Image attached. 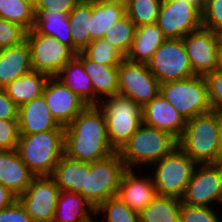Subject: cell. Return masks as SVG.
<instances>
[{"mask_svg":"<svg viewBox=\"0 0 222 222\" xmlns=\"http://www.w3.org/2000/svg\"><path fill=\"white\" fill-rule=\"evenodd\" d=\"M135 31L136 25L125 15L106 30L103 38L125 58L131 49Z\"/></svg>","mask_w":222,"mask_h":222,"instance_id":"33","label":"cell"},{"mask_svg":"<svg viewBox=\"0 0 222 222\" xmlns=\"http://www.w3.org/2000/svg\"><path fill=\"white\" fill-rule=\"evenodd\" d=\"M17 200V196L0 184V210L11 206Z\"/></svg>","mask_w":222,"mask_h":222,"instance_id":"45","label":"cell"},{"mask_svg":"<svg viewBox=\"0 0 222 222\" xmlns=\"http://www.w3.org/2000/svg\"><path fill=\"white\" fill-rule=\"evenodd\" d=\"M114 152L108 139L105 115L98 105H87L64 128V154L69 158L91 163Z\"/></svg>","mask_w":222,"mask_h":222,"instance_id":"1","label":"cell"},{"mask_svg":"<svg viewBox=\"0 0 222 222\" xmlns=\"http://www.w3.org/2000/svg\"><path fill=\"white\" fill-rule=\"evenodd\" d=\"M81 0H38L35 11H59L69 13Z\"/></svg>","mask_w":222,"mask_h":222,"instance_id":"42","label":"cell"},{"mask_svg":"<svg viewBox=\"0 0 222 222\" xmlns=\"http://www.w3.org/2000/svg\"><path fill=\"white\" fill-rule=\"evenodd\" d=\"M36 176L15 150H0V184L17 197L23 194Z\"/></svg>","mask_w":222,"mask_h":222,"instance_id":"20","label":"cell"},{"mask_svg":"<svg viewBox=\"0 0 222 222\" xmlns=\"http://www.w3.org/2000/svg\"><path fill=\"white\" fill-rule=\"evenodd\" d=\"M160 94L187 120L212 111L204 76L160 84Z\"/></svg>","mask_w":222,"mask_h":222,"instance_id":"7","label":"cell"},{"mask_svg":"<svg viewBox=\"0 0 222 222\" xmlns=\"http://www.w3.org/2000/svg\"><path fill=\"white\" fill-rule=\"evenodd\" d=\"M60 191L50 176L35 177L17 200L33 222H53Z\"/></svg>","mask_w":222,"mask_h":222,"instance_id":"13","label":"cell"},{"mask_svg":"<svg viewBox=\"0 0 222 222\" xmlns=\"http://www.w3.org/2000/svg\"><path fill=\"white\" fill-rule=\"evenodd\" d=\"M187 3H200L198 0H181Z\"/></svg>","mask_w":222,"mask_h":222,"instance_id":"51","label":"cell"},{"mask_svg":"<svg viewBox=\"0 0 222 222\" xmlns=\"http://www.w3.org/2000/svg\"><path fill=\"white\" fill-rule=\"evenodd\" d=\"M106 1L120 2L123 4H126L128 2V0H106Z\"/></svg>","mask_w":222,"mask_h":222,"instance_id":"50","label":"cell"},{"mask_svg":"<svg viewBox=\"0 0 222 222\" xmlns=\"http://www.w3.org/2000/svg\"><path fill=\"white\" fill-rule=\"evenodd\" d=\"M19 107L7 95L4 88H0V119L18 120Z\"/></svg>","mask_w":222,"mask_h":222,"instance_id":"44","label":"cell"},{"mask_svg":"<svg viewBox=\"0 0 222 222\" xmlns=\"http://www.w3.org/2000/svg\"><path fill=\"white\" fill-rule=\"evenodd\" d=\"M179 222H222L212 207L191 206L181 203Z\"/></svg>","mask_w":222,"mask_h":222,"instance_id":"37","label":"cell"},{"mask_svg":"<svg viewBox=\"0 0 222 222\" xmlns=\"http://www.w3.org/2000/svg\"><path fill=\"white\" fill-rule=\"evenodd\" d=\"M82 52L102 65H119L124 57L104 38L91 41Z\"/></svg>","mask_w":222,"mask_h":222,"instance_id":"36","label":"cell"},{"mask_svg":"<svg viewBox=\"0 0 222 222\" xmlns=\"http://www.w3.org/2000/svg\"><path fill=\"white\" fill-rule=\"evenodd\" d=\"M98 106L106 118L110 145L119 151L143 123L142 107L120 94L102 98Z\"/></svg>","mask_w":222,"mask_h":222,"instance_id":"5","label":"cell"},{"mask_svg":"<svg viewBox=\"0 0 222 222\" xmlns=\"http://www.w3.org/2000/svg\"><path fill=\"white\" fill-rule=\"evenodd\" d=\"M181 199L157 195L140 215V222H179Z\"/></svg>","mask_w":222,"mask_h":222,"instance_id":"31","label":"cell"},{"mask_svg":"<svg viewBox=\"0 0 222 222\" xmlns=\"http://www.w3.org/2000/svg\"><path fill=\"white\" fill-rule=\"evenodd\" d=\"M212 111L222 115V72L215 70L205 76Z\"/></svg>","mask_w":222,"mask_h":222,"instance_id":"40","label":"cell"},{"mask_svg":"<svg viewBox=\"0 0 222 222\" xmlns=\"http://www.w3.org/2000/svg\"><path fill=\"white\" fill-rule=\"evenodd\" d=\"M26 33L20 25L0 18V49L21 44L26 40Z\"/></svg>","mask_w":222,"mask_h":222,"instance_id":"38","label":"cell"},{"mask_svg":"<svg viewBox=\"0 0 222 222\" xmlns=\"http://www.w3.org/2000/svg\"><path fill=\"white\" fill-rule=\"evenodd\" d=\"M177 146V139L168 132L142 123L118 153L126 169H135L138 165L151 167Z\"/></svg>","mask_w":222,"mask_h":222,"instance_id":"3","label":"cell"},{"mask_svg":"<svg viewBox=\"0 0 222 222\" xmlns=\"http://www.w3.org/2000/svg\"><path fill=\"white\" fill-rule=\"evenodd\" d=\"M177 143L196 164L214 163L218 154V113L210 111L187 120Z\"/></svg>","mask_w":222,"mask_h":222,"instance_id":"4","label":"cell"},{"mask_svg":"<svg viewBox=\"0 0 222 222\" xmlns=\"http://www.w3.org/2000/svg\"><path fill=\"white\" fill-rule=\"evenodd\" d=\"M76 58L83 64L91 79L94 92L100 99L118 94L119 65H102L94 62L82 51L76 54Z\"/></svg>","mask_w":222,"mask_h":222,"instance_id":"23","label":"cell"},{"mask_svg":"<svg viewBox=\"0 0 222 222\" xmlns=\"http://www.w3.org/2000/svg\"><path fill=\"white\" fill-rule=\"evenodd\" d=\"M125 170L118 151L104 159L86 162V188L80 194L96 209L110 197L117 196Z\"/></svg>","mask_w":222,"mask_h":222,"instance_id":"6","label":"cell"},{"mask_svg":"<svg viewBox=\"0 0 222 222\" xmlns=\"http://www.w3.org/2000/svg\"><path fill=\"white\" fill-rule=\"evenodd\" d=\"M55 77L87 105H98L100 103L101 99L95 94L89 75L76 57L67 62Z\"/></svg>","mask_w":222,"mask_h":222,"instance_id":"22","label":"cell"},{"mask_svg":"<svg viewBox=\"0 0 222 222\" xmlns=\"http://www.w3.org/2000/svg\"><path fill=\"white\" fill-rule=\"evenodd\" d=\"M160 93V83L147 63L124 58L118 66V94L129 97L142 108Z\"/></svg>","mask_w":222,"mask_h":222,"instance_id":"12","label":"cell"},{"mask_svg":"<svg viewBox=\"0 0 222 222\" xmlns=\"http://www.w3.org/2000/svg\"><path fill=\"white\" fill-rule=\"evenodd\" d=\"M126 15V4L106 0H92L91 40L103 38L106 30Z\"/></svg>","mask_w":222,"mask_h":222,"instance_id":"28","label":"cell"},{"mask_svg":"<svg viewBox=\"0 0 222 222\" xmlns=\"http://www.w3.org/2000/svg\"><path fill=\"white\" fill-rule=\"evenodd\" d=\"M18 126L20 135L64 130L52 116L43 95L19 107Z\"/></svg>","mask_w":222,"mask_h":222,"instance_id":"19","label":"cell"},{"mask_svg":"<svg viewBox=\"0 0 222 222\" xmlns=\"http://www.w3.org/2000/svg\"><path fill=\"white\" fill-rule=\"evenodd\" d=\"M166 39L157 23L138 26L125 58L130 62L147 63Z\"/></svg>","mask_w":222,"mask_h":222,"instance_id":"25","label":"cell"},{"mask_svg":"<svg viewBox=\"0 0 222 222\" xmlns=\"http://www.w3.org/2000/svg\"><path fill=\"white\" fill-rule=\"evenodd\" d=\"M201 13L202 27L215 32L222 29V0H207Z\"/></svg>","mask_w":222,"mask_h":222,"instance_id":"39","label":"cell"},{"mask_svg":"<svg viewBox=\"0 0 222 222\" xmlns=\"http://www.w3.org/2000/svg\"><path fill=\"white\" fill-rule=\"evenodd\" d=\"M94 216L95 208L80 193L60 191L53 222H94Z\"/></svg>","mask_w":222,"mask_h":222,"instance_id":"24","label":"cell"},{"mask_svg":"<svg viewBox=\"0 0 222 222\" xmlns=\"http://www.w3.org/2000/svg\"><path fill=\"white\" fill-rule=\"evenodd\" d=\"M19 135L18 120L0 119V150H15Z\"/></svg>","mask_w":222,"mask_h":222,"instance_id":"41","label":"cell"},{"mask_svg":"<svg viewBox=\"0 0 222 222\" xmlns=\"http://www.w3.org/2000/svg\"><path fill=\"white\" fill-rule=\"evenodd\" d=\"M31 1L33 4H35L38 0H29Z\"/></svg>","mask_w":222,"mask_h":222,"instance_id":"53","label":"cell"},{"mask_svg":"<svg viewBox=\"0 0 222 222\" xmlns=\"http://www.w3.org/2000/svg\"><path fill=\"white\" fill-rule=\"evenodd\" d=\"M50 177L60 190L81 193L86 188V162L69 158L64 154Z\"/></svg>","mask_w":222,"mask_h":222,"instance_id":"26","label":"cell"},{"mask_svg":"<svg viewBox=\"0 0 222 222\" xmlns=\"http://www.w3.org/2000/svg\"><path fill=\"white\" fill-rule=\"evenodd\" d=\"M222 206V176L214 163L197 164L181 198V203L191 206Z\"/></svg>","mask_w":222,"mask_h":222,"instance_id":"14","label":"cell"},{"mask_svg":"<svg viewBox=\"0 0 222 222\" xmlns=\"http://www.w3.org/2000/svg\"><path fill=\"white\" fill-rule=\"evenodd\" d=\"M16 151L36 176H51L64 155V130L19 135Z\"/></svg>","mask_w":222,"mask_h":222,"instance_id":"2","label":"cell"},{"mask_svg":"<svg viewBox=\"0 0 222 222\" xmlns=\"http://www.w3.org/2000/svg\"><path fill=\"white\" fill-rule=\"evenodd\" d=\"M101 213L105 222H140L139 213L133 211L119 197L114 196L102 202L95 209V217Z\"/></svg>","mask_w":222,"mask_h":222,"instance_id":"34","label":"cell"},{"mask_svg":"<svg viewBox=\"0 0 222 222\" xmlns=\"http://www.w3.org/2000/svg\"><path fill=\"white\" fill-rule=\"evenodd\" d=\"M162 0H128L126 15L136 27L157 22Z\"/></svg>","mask_w":222,"mask_h":222,"instance_id":"35","label":"cell"},{"mask_svg":"<svg viewBox=\"0 0 222 222\" xmlns=\"http://www.w3.org/2000/svg\"><path fill=\"white\" fill-rule=\"evenodd\" d=\"M31 51L28 42L0 49V88L32 71Z\"/></svg>","mask_w":222,"mask_h":222,"instance_id":"21","label":"cell"},{"mask_svg":"<svg viewBox=\"0 0 222 222\" xmlns=\"http://www.w3.org/2000/svg\"><path fill=\"white\" fill-rule=\"evenodd\" d=\"M217 70L222 72V46L219 45L218 67Z\"/></svg>","mask_w":222,"mask_h":222,"instance_id":"47","label":"cell"},{"mask_svg":"<svg viewBox=\"0 0 222 222\" xmlns=\"http://www.w3.org/2000/svg\"><path fill=\"white\" fill-rule=\"evenodd\" d=\"M134 172L135 169H126L124 171L117 197L133 211L140 213L153 201L157 193L151 176L142 177Z\"/></svg>","mask_w":222,"mask_h":222,"instance_id":"18","label":"cell"},{"mask_svg":"<svg viewBox=\"0 0 222 222\" xmlns=\"http://www.w3.org/2000/svg\"><path fill=\"white\" fill-rule=\"evenodd\" d=\"M0 222H33L21 203L16 200L11 206L0 210Z\"/></svg>","mask_w":222,"mask_h":222,"instance_id":"43","label":"cell"},{"mask_svg":"<svg viewBox=\"0 0 222 222\" xmlns=\"http://www.w3.org/2000/svg\"><path fill=\"white\" fill-rule=\"evenodd\" d=\"M35 5L29 0H0V18L16 23L26 31L35 24Z\"/></svg>","mask_w":222,"mask_h":222,"instance_id":"32","label":"cell"},{"mask_svg":"<svg viewBox=\"0 0 222 222\" xmlns=\"http://www.w3.org/2000/svg\"><path fill=\"white\" fill-rule=\"evenodd\" d=\"M49 77L45 73L32 70L10 82L4 89L12 101L20 107L43 95Z\"/></svg>","mask_w":222,"mask_h":222,"instance_id":"27","label":"cell"},{"mask_svg":"<svg viewBox=\"0 0 222 222\" xmlns=\"http://www.w3.org/2000/svg\"><path fill=\"white\" fill-rule=\"evenodd\" d=\"M218 36H219L220 46H222V29L218 32Z\"/></svg>","mask_w":222,"mask_h":222,"instance_id":"49","label":"cell"},{"mask_svg":"<svg viewBox=\"0 0 222 222\" xmlns=\"http://www.w3.org/2000/svg\"><path fill=\"white\" fill-rule=\"evenodd\" d=\"M26 41L31 51L32 69L55 76L76 53L57 38L40 34L34 28L27 31Z\"/></svg>","mask_w":222,"mask_h":222,"instance_id":"10","label":"cell"},{"mask_svg":"<svg viewBox=\"0 0 222 222\" xmlns=\"http://www.w3.org/2000/svg\"><path fill=\"white\" fill-rule=\"evenodd\" d=\"M182 41L195 75L205 76L217 70L218 32L201 27L182 38Z\"/></svg>","mask_w":222,"mask_h":222,"instance_id":"15","label":"cell"},{"mask_svg":"<svg viewBox=\"0 0 222 222\" xmlns=\"http://www.w3.org/2000/svg\"><path fill=\"white\" fill-rule=\"evenodd\" d=\"M214 165L218 168L220 175L222 176V157H217V160L214 162Z\"/></svg>","mask_w":222,"mask_h":222,"instance_id":"48","label":"cell"},{"mask_svg":"<svg viewBox=\"0 0 222 222\" xmlns=\"http://www.w3.org/2000/svg\"><path fill=\"white\" fill-rule=\"evenodd\" d=\"M197 164L178 146L151 166L156 193L181 199Z\"/></svg>","mask_w":222,"mask_h":222,"instance_id":"8","label":"cell"},{"mask_svg":"<svg viewBox=\"0 0 222 222\" xmlns=\"http://www.w3.org/2000/svg\"><path fill=\"white\" fill-rule=\"evenodd\" d=\"M217 157H222V115L218 113V154Z\"/></svg>","mask_w":222,"mask_h":222,"instance_id":"46","label":"cell"},{"mask_svg":"<svg viewBox=\"0 0 222 222\" xmlns=\"http://www.w3.org/2000/svg\"><path fill=\"white\" fill-rule=\"evenodd\" d=\"M202 5L207 1V0H198Z\"/></svg>","mask_w":222,"mask_h":222,"instance_id":"52","label":"cell"},{"mask_svg":"<svg viewBox=\"0 0 222 222\" xmlns=\"http://www.w3.org/2000/svg\"><path fill=\"white\" fill-rule=\"evenodd\" d=\"M43 97L58 124L67 127L87 104L55 76H50Z\"/></svg>","mask_w":222,"mask_h":222,"instance_id":"16","label":"cell"},{"mask_svg":"<svg viewBox=\"0 0 222 222\" xmlns=\"http://www.w3.org/2000/svg\"><path fill=\"white\" fill-rule=\"evenodd\" d=\"M143 123L171 134L177 140L182 136L186 119L159 93L142 108Z\"/></svg>","mask_w":222,"mask_h":222,"instance_id":"17","label":"cell"},{"mask_svg":"<svg viewBox=\"0 0 222 222\" xmlns=\"http://www.w3.org/2000/svg\"><path fill=\"white\" fill-rule=\"evenodd\" d=\"M160 84L194 76L182 39H166L147 62Z\"/></svg>","mask_w":222,"mask_h":222,"instance_id":"9","label":"cell"},{"mask_svg":"<svg viewBox=\"0 0 222 222\" xmlns=\"http://www.w3.org/2000/svg\"><path fill=\"white\" fill-rule=\"evenodd\" d=\"M69 23L73 38V51L78 54L92 40L91 31L92 0H81L69 13Z\"/></svg>","mask_w":222,"mask_h":222,"instance_id":"30","label":"cell"},{"mask_svg":"<svg viewBox=\"0 0 222 222\" xmlns=\"http://www.w3.org/2000/svg\"><path fill=\"white\" fill-rule=\"evenodd\" d=\"M201 3L162 0L157 25L167 39H182L202 27Z\"/></svg>","mask_w":222,"mask_h":222,"instance_id":"11","label":"cell"},{"mask_svg":"<svg viewBox=\"0 0 222 222\" xmlns=\"http://www.w3.org/2000/svg\"><path fill=\"white\" fill-rule=\"evenodd\" d=\"M34 29L40 33L57 38L73 50V38L68 13L59 11H35Z\"/></svg>","mask_w":222,"mask_h":222,"instance_id":"29","label":"cell"}]
</instances>
